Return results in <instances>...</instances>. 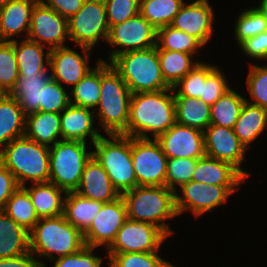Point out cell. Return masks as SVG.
I'll use <instances>...</instances> for the list:
<instances>
[{"label":"cell","instance_id":"obj_21","mask_svg":"<svg viewBox=\"0 0 267 267\" xmlns=\"http://www.w3.org/2000/svg\"><path fill=\"white\" fill-rule=\"evenodd\" d=\"M94 110L70 104L60 113L61 139L86 143L89 136L94 142L102 135L93 127Z\"/></svg>","mask_w":267,"mask_h":267},{"label":"cell","instance_id":"obj_45","mask_svg":"<svg viewBox=\"0 0 267 267\" xmlns=\"http://www.w3.org/2000/svg\"><path fill=\"white\" fill-rule=\"evenodd\" d=\"M250 65L246 85L254 101L253 103L248 100L246 101L267 109V66Z\"/></svg>","mask_w":267,"mask_h":267},{"label":"cell","instance_id":"obj_48","mask_svg":"<svg viewBox=\"0 0 267 267\" xmlns=\"http://www.w3.org/2000/svg\"><path fill=\"white\" fill-rule=\"evenodd\" d=\"M93 249L85 245L76 253L56 258L53 267H101L102 258L94 256Z\"/></svg>","mask_w":267,"mask_h":267},{"label":"cell","instance_id":"obj_11","mask_svg":"<svg viewBox=\"0 0 267 267\" xmlns=\"http://www.w3.org/2000/svg\"><path fill=\"white\" fill-rule=\"evenodd\" d=\"M121 47L111 51L110 62L119 54L128 51L148 49L157 45L155 29L140 13L109 28L107 44Z\"/></svg>","mask_w":267,"mask_h":267},{"label":"cell","instance_id":"obj_39","mask_svg":"<svg viewBox=\"0 0 267 267\" xmlns=\"http://www.w3.org/2000/svg\"><path fill=\"white\" fill-rule=\"evenodd\" d=\"M216 67L217 65L212 66L211 64L198 62L196 66L175 85L173 88L174 96H187L200 99L203 83H205L207 76Z\"/></svg>","mask_w":267,"mask_h":267},{"label":"cell","instance_id":"obj_31","mask_svg":"<svg viewBox=\"0 0 267 267\" xmlns=\"http://www.w3.org/2000/svg\"><path fill=\"white\" fill-rule=\"evenodd\" d=\"M174 100L176 123L204 132L210 125V105L187 96H174Z\"/></svg>","mask_w":267,"mask_h":267},{"label":"cell","instance_id":"obj_8","mask_svg":"<svg viewBox=\"0 0 267 267\" xmlns=\"http://www.w3.org/2000/svg\"><path fill=\"white\" fill-rule=\"evenodd\" d=\"M93 156L86 143L60 140L49 148V182L65 192L78 188L86 163Z\"/></svg>","mask_w":267,"mask_h":267},{"label":"cell","instance_id":"obj_24","mask_svg":"<svg viewBox=\"0 0 267 267\" xmlns=\"http://www.w3.org/2000/svg\"><path fill=\"white\" fill-rule=\"evenodd\" d=\"M48 71L19 74L14 88L9 93L17 100L25 115L40 111L41 89L51 79Z\"/></svg>","mask_w":267,"mask_h":267},{"label":"cell","instance_id":"obj_36","mask_svg":"<svg viewBox=\"0 0 267 267\" xmlns=\"http://www.w3.org/2000/svg\"><path fill=\"white\" fill-rule=\"evenodd\" d=\"M3 211L29 232L39 221L29 193L24 187H18L12 193Z\"/></svg>","mask_w":267,"mask_h":267},{"label":"cell","instance_id":"obj_30","mask_svg":"<svg viewBox=\"0 0 267 267\" xmlns=\"http://www.w3.org/2000/svg\"><path fill=\"white\" fill-rule=\"evenodd\" d=\"M25 122L26 115L17 100L8 95L0 102V146L4 148L12 140L23 137Z\"/></svg>","mask_w":267,"mask_h":267},{"label":"cell","instance_id":"obj_47","mask_svg":"<svg viewBox=\"0 0 267 267\" xmlns=\"http://www.w3.org/2000/svg\"><path fill=\"white\" fill-rule=\"evenodd\" d=\"M228 80L223 75L222 71L216 67L206 78L203 83L202 94L200 99L210 106L214 104L228 89Z\"/></svg>","mask_w":267,"mask_h":267},{"label":"cell","instance_id":"obj_42","mask_svg":"<svg viewBox=\"0 0 267 267\" xmlns=\"http://www.w3.org/2000/svg\"><path fill=\"white\" fill-rule=\"evenodd\" d=\"M197 165V159L170 158L167 159L166 187L176 192V185L181 187L192 180Z\"/></svg>","mask_w":267,"mask_h":267},{"label":"cell","instance_id":"obj_52","mask_svg":"<svg viewBox=\"0 0 267 267\" xmlns=\"http://www.w3.org/2000/svg\"><path fill=\"white\" fill-rule=\"evenodd\" d=\"M35 256L31 252H27L23 255L14 258H2L0 259V267H45V263Z\"/></svg>","mask_w":267,"mask_h":267},{"label":"cell","instance_id":"obj_4","mask_svg":"<svg viewBox=\"0 0 267 267\" xmlns=\"http://www.w3.org/2000/svg\"><path fill=\"white\" fill-rule=\"evenodd\" d=\"M85 246L83 233L69 223L64 215L40 218L30 231V252L55 260L78 252ZM58 254L55 257L54 254Z\"/></svg>","mask_w":267,"mask_h":267},{"label":"cell","instance_id":"obj_25","mask_svg":"<svg viewBox=\"0 0 267 267\" xmlns=\"http://www.w3.org/2000/svg\"><path fill=\"white\" fill-rule=\"evenodd\" d=\"M30 252V232L0 211V259Z\"/></svg>","mask_w":267,"mask_h":267},{"label":"cell","instance_id":"obj_41","mask_svg":"<svg viewBox=\"0 0 267 267\" xmlns=\"http://www.w3.org/2000/svg\"><path fill=\"white\" fill-rule=\"evenodd\" d=\"M235 23L234 32L238 44L267 31V20L258 7L243 11Z\"/></svg>","mask_w":267,"mask_h":267},{"label":"cell","instance_id":"obj_55","mask_svg":"<svg viewBox=\"0 0 267 267\" xmlns=\"http://www.w3.org/2000/svg\"><path fill=\"white\" fill-rule=\"evenodd\" d=\"M8 0H0V6L5 4Z\"/></svg>","mask_w":267,"mask_h":267},{"label":"cell","instance_id":"obj_56","mask_svg":"<svg viewBox=\"0 0 267 267\" xmlns=\"http://www.w3.org/2000/svg\"><path fill=\"white\" fill-rule=\"evenodd\" d=\"M33 1H35L37 3H43L45 0H33Z\"/></svg>","mask_w":267,"mask_h":267},{"label":"cell","instance_id":"obj_38","mask_svg":"<svg viewBox=\"0 0 267 267\" xmlns=\"http://www.w3.org/2000/svg\"><path fill=\"white\" fill-rule=\"evenodd\" d=\"M157 46L162 50L196 54L203 45L193 36L168 25L157 30Z\"/></svg>","mask_w":267,"mask_h":267},{"label":"cell","instance_id":"obj_23","mask_svg":"<svg viewBox=\"0 0 267 267\" xmlns=\"http://www.w3.org/2000/svg\"><path fill=\"white\" fill-rule=\"evenodd\" d=\"M245 177L231 164L208 156L197 159L192 181L205 185L238 186Z\"/></svg>","mask_w":267,"mask_h":267},{"label":"cell","instance_id":"obj_17","mask_svg":"<svg viewBox=\"0 0 267 267\" xmlns=\"http://www.w3.org/2000/svg\"><path fill=\"white\" fill-rule=\"evenodd\" d=\"M156 140L163 153L170 158L199 159L205 156L204 134L195 128L176 123Z\"/></svg>","mask_w":267,"mask_h":267},{"label":"cell","instance_id":"obj_40","mask_svg":"<svg viewBox=\"0 0 267 267\" xmlns=\"http://www.w3.org/2000/svg\"><path fill=\"white\" fill-rule=\"evenodd\" d=\"M109 267H175L157 252L108 253Z\"/></svg>","mask_w":267,"mask_h":267},{"label":"cell","instance_id":"obj_12","mask_svg":"<svg viewBox=\"0 0 267 267\" xmlns=\"http://www.w3.org/2000/svg\"><path fill=\"white\" fill-rule=\"evenodd\" d=\"M237 189V186L205 185L191 180L180 187L182 196H178L179 191L175 192L177 214L190 210L194 216L199 217L226 202Z\"/></svg>","mask_w":267,"mask_h":267},{"label":"cell","instance_id":"obj_1","mask_svg":"<svg viewBox=\"0 0 267 267\" xmlns=\"http://www.w3.org/2000/svg\"><path fill=\"white\" fill-rule=\"evenodd\" d=\"M176 124L173 88L133 93L130 99L127 136L153 139Z\"/></svg>","mask_w":267,"mask_h":267},{"label":"cell","instance_id":"obj_44","mask_svg":"<svg viewBox=\"0 0 267 267\" xmlns=\"http://www.w3.org/2000/svg\"><path fill=\"white\" fill-rule=\"evenodd\" d=\"M19 77L15 48L12 42L0 41V84L10 93Z\"/></svg>","mask_w":267,"mask_h":267},{"label":"cell","instance_id":"obj_33","mask_svg":"<svg viewBox=\"0 0 267 267\" xmlns=\"http://www.w3.org/2000/svg\"><path fill=\"white\" fill-rule=\"evenodd\" d=\"M161 73L170 88L184 78L198 63L192 61V54L162 50L157 46Z\"/></svg>","mask_w":267,"mask_h":267},{"label":"cell","instance_id":"obj_7","mask_svg":"<svg viewBox=\"0 0 267 267\" xmlns=\"http://www.w3.org/2000/svg\"><path fill=\"white\" fill-rule=\"evenodd\" d=\"M103 135L94 142V158L107 172L114 187L120 194L137 186L132 163L131 137L123 134Z\"/></svg>","mask_w":267,"mask_h":267},{"label":"cell","instance_id":"obj_10","mask_svg":"<svg viewBox=\"0 0 267 267\" xmlns=\"http://www.w3.org/2000/svg\"><path fill=\"white\" fill-rule=\"evenodd\" d=\"M137 186H166L167 157L156 139L131 137Z\"/></svg>","mask_w":267,"mask_h":267},{"label":"cell","instance_id":"obj_2","mask_svg":"<svg viewBox=\"0 0 267 267\" xmlns=\"http://www.w3.org/2000/svg\"><path fill=\"white\" fill-rule=\"evenodd\" d=\"M131 95L120 74L101 58L99 110L95 108L94 111H98L99 121L107 135L127 136Z\"/></svg>","mask_w":267,"mask_h":267},{"label":"cell","instance_id":"obj_14","mask_svg":"<svg viewBox=\"0 0 267 267\" xmlns=\"http://www.w3.org/2000/svg\"><path fill=\"white\" fill-rule=\"evenodd\" d=\"M127 219L122 196L113 202L104 203L91 225L83 232L85 245L93 248L104 245L108 249Z\"/></svg>","mask_w":267,"mask_h":267},{"label":"cell","instance_id":"obj_13","mask_svg":"<svg viewBox=\"0 0 267 267\" xmlns=\"http://www.w3.org/2000/svg\"><path fill=\"white\" fill-rule=\"evenodd\" d=\"M166 237L159 227L128 218L107 253L158 252Z\"/></svg>","mask_w":267,"mask_h":267},{"label":"cell","instance_id":"obj_3","mask_svg":"<svg viewBox=\"0 0 267 267\" xmlns=\"http://www.w3.org/2000/svg\"><path fill=\"white\" fill-rule=\"evenodd\" d=\"M121 196L129 219L153 224L167 236L174 233L164 222L178 216L174 191L166 186H136Z\"/></svg>","mask_w":267,"mask_h":267},{"label":"cell","instance_id":"obj_54","mask_svg":"<svg viewBox=\"0 0 267 267\" xmlns=\"http://www.w3.org/2000/svg\"><path fill=\"white\" fill-rule=\"evenodd\" d=\"M9 95V92L0 84V102Z\"/></svg>","mask_w":267,"mask_h":267},{"label":"cell","instance_id":"obj_5","mask_svg":"<svg viewBox=\"0 0 267 267\" xmlns=\"http://www.w3.org/2000/svg\"><path fill=\"white\" fill-rule=\"evenodd\" d=\"M110 64L120 74L132 94L170 88L161 73L157 45L119 54Z\"/></svg>","mask_w":267,"mask_h":267},{"label":"cell","instance_id":"obj_32","mask_svg":"<svg viewBox=\"0 0 267 267\" xmlns=\"http://www.w3.org/2000/svg\"><path fill=\"white\" fill-rule=\"evenodd\" d=\"M11 42L14 44L19 74H31L49 70V67H46L44 62L46 61L49 66L51 49L47 50L48 52L44 56V45L27 37L21 40L20 44H18L16 39Z\"/></svg>","mask_w":267,"mask_h":267},{"label":"cell","instance_id":"obj_22","mask_svg":"<svg viewBox=\"0 0 267 267\" xmlns=\"http://www.w3.org/2000/svg\"><path fill=\"white\" fill-rule=\"evenodd\" d=\"M37 2L33 0H8L0 6V41L11 42L12 36L27 34L30 28L31 14Z\"/></svg>","mask_w":267,"mask_h":267},{"label":"cell","instance_id":"obj_43","mask_svg":"<svg viewBox=\"0 0 267 267\" xmlns=\"http://www.w3.org/2000/svg\"><path fill=\"white\" fill-rule=\"evenodd\" d=\"M70 105V97L62 84L52 78L41 89L40 111L60 114Z\"/></svg>","mask_w":267,"mask_h":267},{"label":"cell","instance_id":"obj_53","mask_svg":"<svg viewBox=\"0 0 267 267\" xmlns=\"http://www.w3.org/2000/svg\"><path fill=\"white\" fill-rule=\"evenodd\" d=\"M260 2L258 8L262 11L267 20V0H261Z\"/></svg>","mask_w":267,"mask_h":267},{"label":"cell","instance_id":"obj_51","mask_svg":"<svg viewBox=\"0 0 267 267\" xmlns=\"http://www.w3.org/2000/svg\"><path fill=\"white\" fill-rule=\"evenodd\" d=\"M47 1V2H46ZM43 3L62 17L69 19L82 7L85 0H46Z\"/></svg>","mask_w":267,"mask_h":267},{"label":"cell","instance_id":"obj_9","mask_svg":"<svg viewBox=\"0 0 267 267\" xmlns=\"http://www.w3.org/2000/svg\"><path fill=\"white\" fill-rule=\"evenodd\" d=\"M69 39L92 49L100 38L109 34L104 0H85L81 9L68 19Z\"/></svg>","mask_w":267,"mask_h":267},{"label":"cell","instance_id":"obj_46","mask_svg":"<svg viewBox=\"0 0 267 267\" xmlns=\"http://www.w3.org/2000/svg\"><path fill=\"white\" fill-rule=\"evenodd\" d=\"M104 3L109 28L139 14L140 0H104Z\"/></svg>","mask_w":267,"mask_h":267},{"label":"cell","instance_id":"obj_49","mask_svg":"<svg viewBox=\"0 0 267 267\" xmlns=\"http://www.w3.org/2000/svg\"><path fill=\"white\" fill-rule=\"evenodd\" d=\"M238 46L253 59H267V31L241 42Z\"/></svg>","mask_w":267,"mask_h":267},{"label":"cell","instance_id":"obj_37","mask_svg":"<svg viewBox=\"0 0 267 267\" xmlns=\"http://www.w3.org/2000/svg\"><path fill=\"white\" fill-rule=\"evenodd\" d=\"M70 104L94 110L100 100V60L97 66L92 68L70 92Z\"/></svg>","mask_w":267,"mask_h":267},{"label":"cell","instance_id":"obj_15","mask_svg":"<svg viewBox=\"0 0 267 267\" xmlns=\"http://www.w3.org/2000/svg\"><path fill=\"white\" fill-rule=\"evenodd\" d=\"M28 39L49 49L60 48L69 39L68 19L62 17L44 3H37L31 14Z\"/></svg>","mask_w":267,"mask_h":267},{"label":"cell","instance_id":"obj_26","mask_svg":"<svg viewBox=\"0 0 267 267\" xmlns=\"http://www.w3.org/2000/svg\"><path fill=\"white\" fill-rule=\"evenodd\" d=\"M24 136L50 148L51 143L62 140L60 114L39 111L26 115Z\"/></svg>","mask_w":267,"mask_h":267},{"label":"cell","instance_id":"obj_35","mask_svg":"<svg viewBox=\"0 0 267 267\" xmlns=\"http://www.w3.org/2000/svg\"><path fill=\"white\" fill-rule=\"evenodd\" d=\"M183 3V0H140L139 13L158 30L172 23Z\"/></svg>","mask_w":267,"mask_h":267},{"label":"cell","instance_id":"obj_18","mask_svg":"<svg viewBox=\"0 0 267 267\" xmlns=\"http://www.w3.org/2000/svg\"><path fill=\"white\" fill-rule=\"evenodd\" d=\"M84 53L82 57L77 51L67 46L54 48L50 51L49 70L51 78L58 81L73 85V87L90 71L88 60L92 49L80 46ZM85 58V59H84Z\"/></svg>","mask_w":267,"mask_h":267},{"label":"cell","instance_id":"obj_29","mask_svg":"<svg viewBox=\"0 0 267 267\" xmlns=\"http://www.w3.org/2000/svg\"><path fill=\"white\" fill-rule=\"evenodd\" d=\"M63 215L82 233L91 225L104 203L87 199L76 192H66Z\"/></svg>","mask_w":267,"mask_h":267},{"label":"cell","instance_id":"obj_34","mask_svg":"<svg viewBox=\"0 0 267 267\" xmlns=\"http://www.w3.org/2000/svg\"><path fill=\"white\" fill-rule=\"evenodd\" d=\"M247 99L231 88L211 107L210 125L234 128L242 107Z\"/></svg>","mask_w":267,"mask_h":267},{"label":"cell","instance_id":"obj_16","mask_svg":"<svg viewBox=\"0 0 267 267\" xmlns=\"http://www.w3.org/2000/svg\"><path fill=\"white\" fill-rule=\"evenodd\" d=\"M204 134L205 155L234 166L245 178L248 172L240 168L246 147L239 141L233 128L209 125Z\"/></svg>","mask_w":267,"mask_h":267},{"label":"cell","instance_id":"obj_28","mask_svg":"<svg viewBox=\"0 0 267 267\" xmlns=\"http://www.w3.org/2000/svg\"><path fill=\"white\" fill-rule=\"evenodd\" d=\"M266 127L267 109L245 101L233 129L247 150L249 144L254 142Z\"/></svg>","mask_w":267,"mask_h":267},{"label":"cell","instance_id":"obj_6","mask_svg":"<svg viewBox=\"0 0 267 267\" xmlns=\"http://www.w3.org/2000/svg\"><path fill=\"white\" fill-rule=\"evenodd\" d=\"M0 162L14 175L20 187L26 180L49 182V147L25 136L12 140L0 151Z\"/></svg>","mask_w":267,"mask_h":267},{"label":"cell","instance_id":"obj_50","mask_svg":"<svg viewBox=\"0 0 267 267\" xmlns=\"http://www.w3.org/2000/svg\"><path fill=\"white\" fill-rule=\"evenodd\" d=\"M20 187L14 175L0 162V211L4 210L12 193Z\"/></svg>","mask_w":267,"mask_h":267},{"label":"cell","instance_id":"obj_27","mask_svg":"<svg viewBox=\"0 0 267 267\" xmlns=\"http://www.w3.org/2000/svg\"><path fill=\"white\" fill-rule=\"evenodd\" d=\"M24 188L28 191L37 216L40 218L56 217L63 214L66 192L51 182L34 183Z\"/></svg>","mask_w":267,"mask_h":267},{"label":"cell","instance_id":"obj_20","mask_svg":"<svg viewBox=\"0 0 267 267\" xmlns=\"http://www.w3.org/2000/svg\"><path fill=\"white\" fill-rule=\"evenodd\" d=\"M75 192L84 198L102 203H110L121 197L107 172L94 156L86 163L80 184Z\"/></svg>","mask_w":267,"mask_h":267},{"label":"cell","instance_id":"obj_19","mask_svg":"<svg viewBox=\"0 0 267 267\" xmlns=\"http://www.w3.org/2000/svg\"><path fill=\"white\" fill-rule=\"evenodd\" d=\"M212 6L208 0H196L190 4L183 3L170 26L195 37L203 46L213 32Z\"/></svg>","mask_w":267,"mask_h":267}]
</instances>
